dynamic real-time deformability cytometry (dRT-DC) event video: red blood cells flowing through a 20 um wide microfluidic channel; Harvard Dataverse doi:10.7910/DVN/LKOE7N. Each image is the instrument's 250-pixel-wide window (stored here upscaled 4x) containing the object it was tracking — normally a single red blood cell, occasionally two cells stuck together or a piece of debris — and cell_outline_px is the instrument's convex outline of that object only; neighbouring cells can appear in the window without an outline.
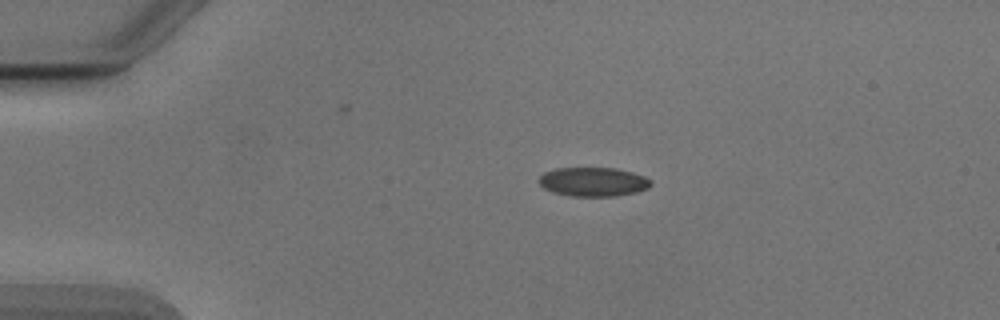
{"species": "Egyptian fruit bat (a non-hibernating species)", "species_latin": "Rousettus aegyptiacus", "temperature_condition": "cold", "stored_images_in_passage": 40, "camera_frame_rate_fps": 3000, "um_per_image_px": 0.085, "animal": {"sex": "male"}, "frame": {"image": 1, "passage_image": 1, "time_ms": 0.0, "image_size_px": [1000, 320], "cell_outline_px": [[652, 184], [648, 188], [636, 192], [616, 196], [572, 196], [552, 192], [544, 188], [536, 180], [544, 172], [556, 168], [616, 168], [632, 172], [644, 176], [652, 180]], "centroid_in_image_um": [50.42, 15.45], "position_along_channel_um": 34.6, "area_um2": 19.07}}
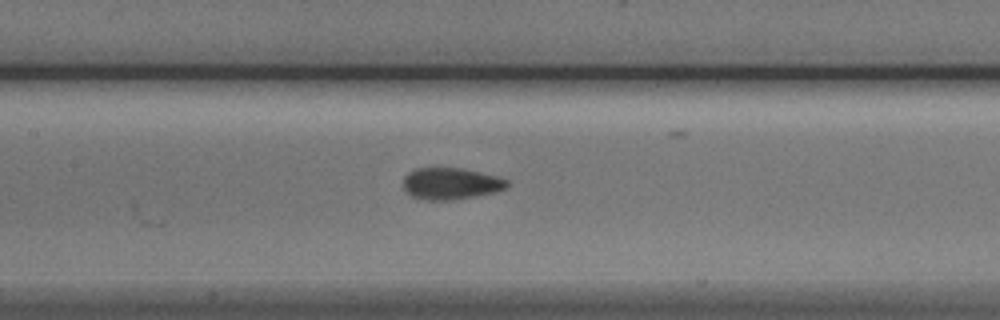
{"frame": {"image": 2, "passage_image": 15, "time_ms": 4.667, "image_size_px": [1000, 320], "cell_outline_px": [[508, 188], [496, 192], [476, 196], [452, 200], [428, 200], [412, 196], [404, 188], [404, 176], [408, 172], [416, 168], [460, 168], [480, 172], [496, 176], [508, 180]], "centroid_in_image_um": [38.34, 15.6], "position_along_channel_um": 169.1, "area_um2": 19.13}}
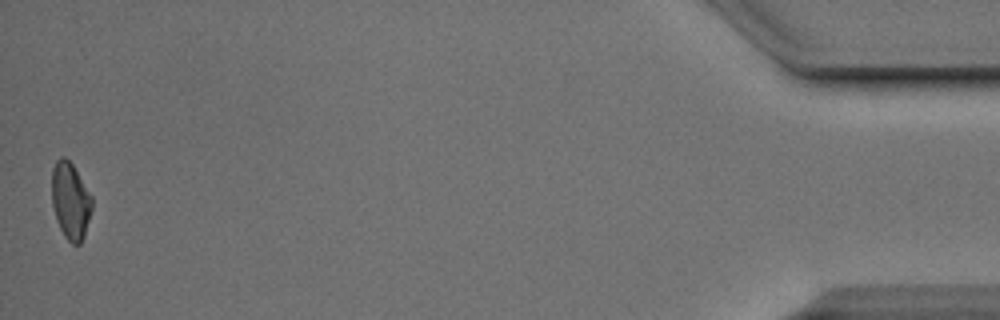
{"frame": {"image": 3, "passage_image": 40, "time_ms": 13.0, "image_size_px": [1000, 320], "cell_outline_px": [[92, 208], [84, 236], [80, 244], [72, 244], [64, 236], [56, 220], [52, 204], [52, 168], [56, 160], [60, 156], [64, 156], [72, 164], [92, 196]], "centroid_in_image_um": [5.98, 17.06], "position_along_channel_um": 429.2, "area_um2": 17.98}, "authors_computed_cell_mechanics": {"area_um2": 18.9006, "velocity_mm_per_s": 3.9052, "shape_relaxation_time_tau1_ms": 6.405, "shape_relaxation_time_tau2_ms": null, "deformation_change_tau1": 0.1099, "deformation_change_tau2": null}}